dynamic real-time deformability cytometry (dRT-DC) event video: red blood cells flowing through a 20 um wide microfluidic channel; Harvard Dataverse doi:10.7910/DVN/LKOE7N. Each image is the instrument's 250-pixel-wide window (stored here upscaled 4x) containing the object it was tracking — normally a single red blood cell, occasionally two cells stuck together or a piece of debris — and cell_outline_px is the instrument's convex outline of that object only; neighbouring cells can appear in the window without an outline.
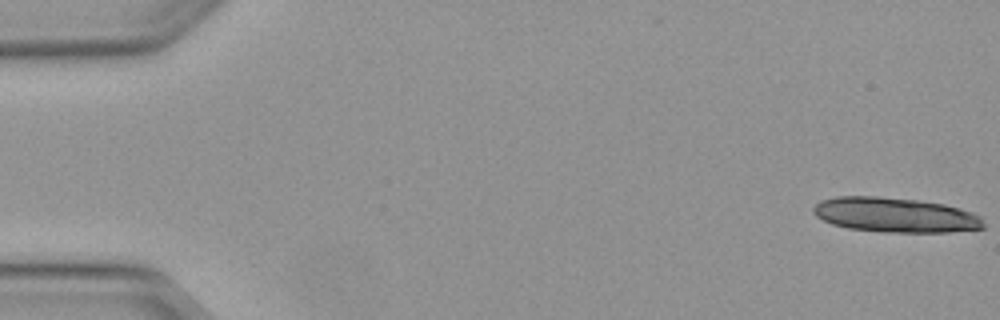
{"species": "Egyptian fruit bat (a non-hibernating species)", "species_latin": "Rousettus aegyptiacus", "temperature_condition": "warm", "stored_images_in_passage": 15, "camera_frame_rate_fps": 3000, "um_per_image_px": 0.085, "animal": {"sex": "female"}, "frame": {"image": 1, "passage_image": 1, "time_ms": 0.0, "image_size_px": [1000, 320], "cell_outline_px": [[984, 228], [948, 232], [880, 232], [848, 228], [832, 224], [816, 216], [812, 212], [812, 208], [820, 200], [836, 196], [880, 196], [916, 200], [944, 204], [972, 212], [980, 216], [984, 224]], "centroid_in_image_um": [76.06, 18.27], "position_along_channel_um": 8.9, "area_um2": 34.56}}